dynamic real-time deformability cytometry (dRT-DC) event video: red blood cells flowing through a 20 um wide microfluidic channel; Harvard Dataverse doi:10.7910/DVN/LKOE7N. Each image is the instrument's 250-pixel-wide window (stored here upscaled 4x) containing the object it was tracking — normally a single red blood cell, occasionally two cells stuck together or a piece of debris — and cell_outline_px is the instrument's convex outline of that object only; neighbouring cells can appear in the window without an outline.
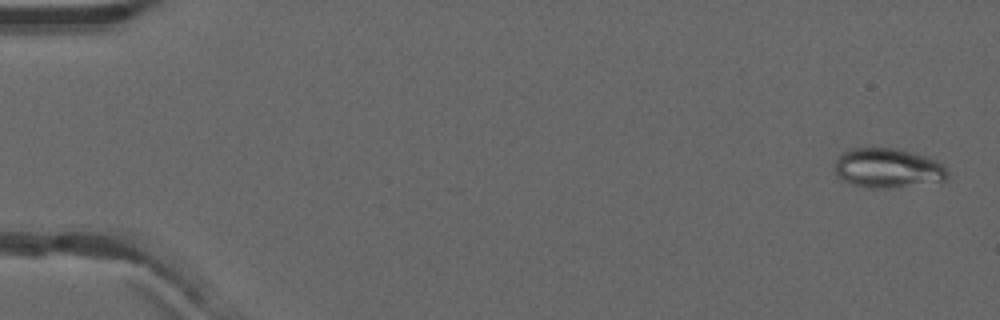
{"species": "common noctule bat (a hibernating species)", "species_latin": "Nyctalus noctula", "temperature_condition": "warm", "stored_images_in_passage": 52, "camera_frame_rate_fps": 3000, "um_per_image_px": 0.085, "animal": {"sex": "male", "forearm_length_mm": 52.5}, "frame": {"image": 1, "passage_image": 2, "time_ms": 0.333, "image_size_px": [1000, 320], "cell_outline_px": [[948, 180], [888, 188], [868, 188], [852, 184], [836, 176], [836, 156], [852, 148], [896, 148], [912, 152], [936, 160], [948, 172]], "centroid_in_image_um": [75.44, 14.29], "position_along_channel_um": 9.6, "area_um2": 25.84}}
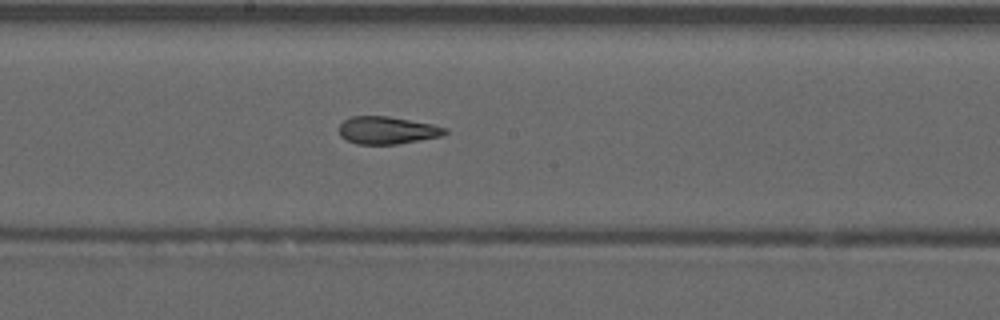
{"frame": {"image": 2, "passage_image": 29, "time_ms": 9.333, "image_size_px": [1000, 320], "cell_outline_px": [[448, 132], [444, 136], [396, 144], [356, 144], [340, 136], [340, 124], [344, 120], [352, 116], [388, 116], [432, 124], [448, 128]], "centroid_in_image_um": [32.95, 11.07], "position_along_channel_um": 215.3, "area_um2": 16.99}}
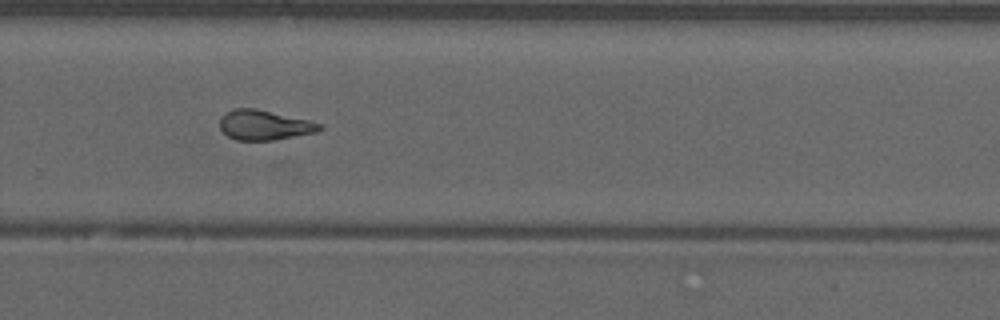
{"frame": {"image": 3, "passage_image": 36, "time_ms": 11.667, "image_size_px": [1000, 320], "cell_outline_px": [[324, 128], [316, 132], [272, 140], [236, 140], [228, 136], [220, 128], [220, 116], [236, 108], [256, 108], [308, 120], [324, 124]], "centroid_in_image_um": [22.48, 10.63], "position_along_channel_um": 307.3, "area_um2": 17.28}, "authors_computed_cell_mechanics": {"area_um2": 18.5249, "velocity_mm_per_s": 3.9645, "shape_relaxation_time_tau1_ms": null, "shape_relaxation_time_tau2_ms": 1.8738, "deformation_change_tau1": null, "deformation_change_tau2": 0.0938}}